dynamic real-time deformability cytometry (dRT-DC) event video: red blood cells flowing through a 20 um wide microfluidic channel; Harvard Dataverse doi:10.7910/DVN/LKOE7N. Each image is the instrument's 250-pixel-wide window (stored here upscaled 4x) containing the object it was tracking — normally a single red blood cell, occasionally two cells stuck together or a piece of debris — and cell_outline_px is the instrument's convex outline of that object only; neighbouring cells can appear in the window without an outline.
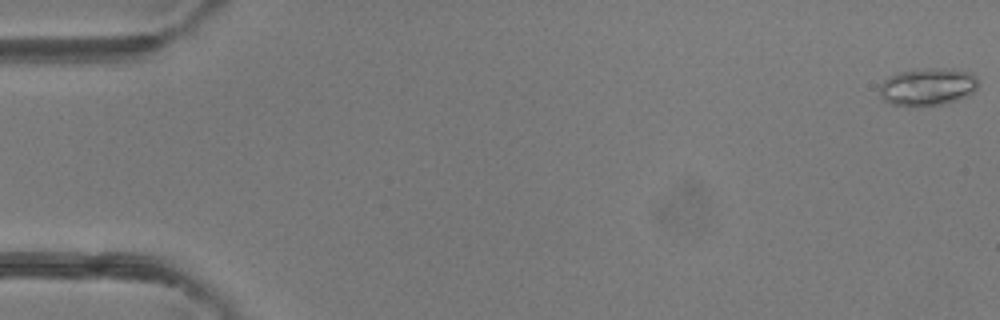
{"species": "common noctule bat (a hibernating species)", "species_latin": "Nyctalus noctula", "temperature_condition": "room temperature", "stored_images_in_passage": 50, "camera_frame_rate_fps": 3000, "um_per_image_px": 0.085, "animal": {"sex": "female"}, "frame": {"image": 1, "passage_image": 1, "time_ms": 0.0, "image_size_px": [1000, 320], "cell_outline_px": [[980, 80], [976, 88], [972, 92], [956, 100], [940, 104], [920, 108], [912, 108], [892, 104], [884, 100], [880, 96], [880, 84], [888, 76], [900, 72], [924, 68], [952, 68], [972, 72]], "centroid_in_image_um": [78.84, 7.38], "position_along_channel_um": 6.2, "area_um2": 22.08}}
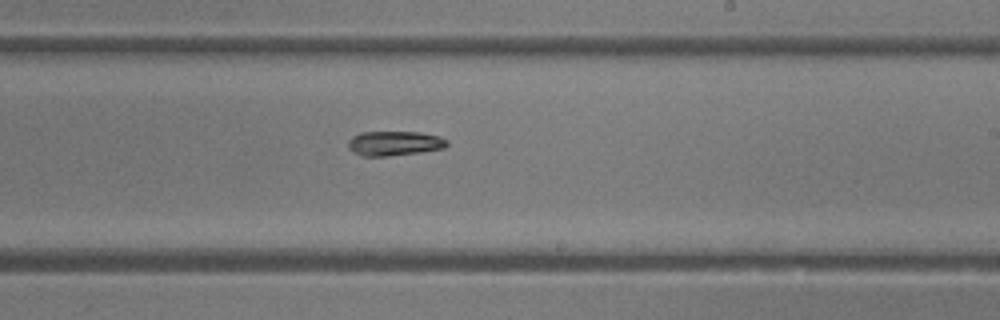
{"frame": {"image": 2, "passage_image": 30, "time_ms": 9.667, "image_size_px": [1000, 320], "cell_outline_px": [[448, 144], [444, 148], [420, 152], [388, 156], [360, 156], [352, 152], [348, 148], [348, 140], [352, 136], [360, 132], [420, 132], [440, 136], [448, 140]], "centroid_in_image_um": [33.5, 12.18], "position_along_channel_um": 255.5, "area_um2": 14.33}}
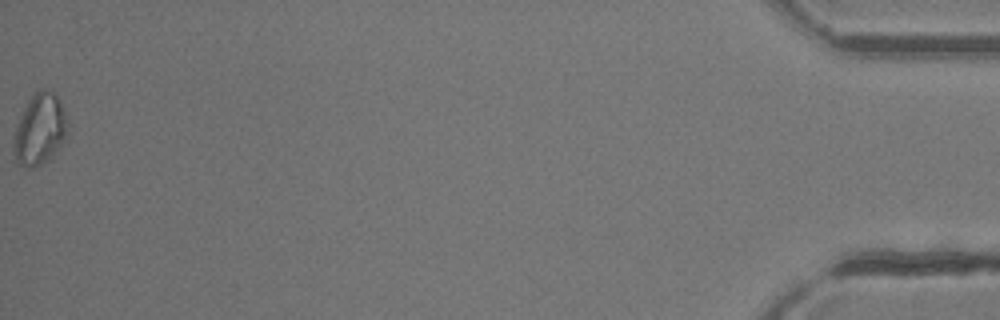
{"frame": {"image": 3, "passage_image": 50, "time_ms": 16.333, "image_size_px": [1000, 320], "cell_outline_px": [[68, 132], [60, 144], [48, 160], [44, 164], [32, 168], [24, 168], [16, 160], [12, 148], [12, 140], [16, 128], [24, 108], [28, 100], [40, 88], [48, 88], [56, 96], [68, 120]], "centroid_in_image_um": [3.36, 11.02], "position_along_channel_um": 431.8, "area_um2": 22.25}, "authors_computed_cell_mechanics": {"area_um2": 15.4904, "velocity_mm_per_s": 4.2112, "shape_relaxation_time_tau1_ms": 2.1597, "shape_relaxation_time_tau2_ms": null, "deformation_change_tau1": 0.0969, "deformation_change_tau2": null}}